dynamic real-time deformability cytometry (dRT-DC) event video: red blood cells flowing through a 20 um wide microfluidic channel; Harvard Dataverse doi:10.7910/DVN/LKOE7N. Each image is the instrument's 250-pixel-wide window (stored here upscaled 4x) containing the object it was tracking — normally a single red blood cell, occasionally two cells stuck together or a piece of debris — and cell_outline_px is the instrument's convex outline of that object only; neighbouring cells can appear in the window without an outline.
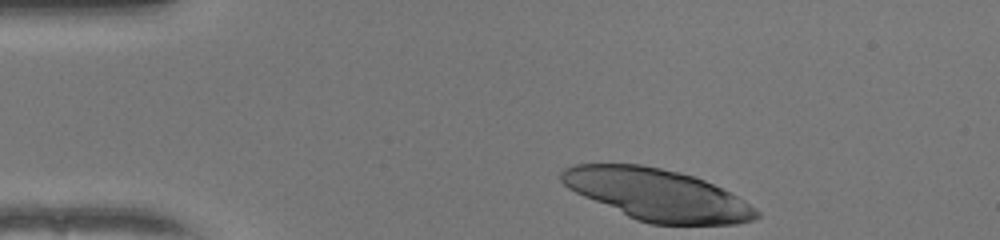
{"species": "human", "species_latin": "Homo sapiens", "temperature_condition": "warm", "stored_images_in_passage": 11, "camera_frame_rate_fps": 3000, "um_per_image_px": 0.085, "donor": {"sex": "female"}, "frame": {"image": 1, "passage_image": 1, "time_ms": 0.0, "image_size_px": [1000, 240], "cell_outline_px": [[760, 216], [756, 220], [736, 224], [652, 224], [636, 220], [584, 196], [568, 188], [560, 180], [560, 172], [564, 168], [576, 164], [640, 164], [680, 172], [704, 180], [744, 200], [756, 208], [760, 212]], "centroid_in_image_um": [55.88, 16.55], "position_along_channel_um": 29.1, "area_um2": 58.09}}